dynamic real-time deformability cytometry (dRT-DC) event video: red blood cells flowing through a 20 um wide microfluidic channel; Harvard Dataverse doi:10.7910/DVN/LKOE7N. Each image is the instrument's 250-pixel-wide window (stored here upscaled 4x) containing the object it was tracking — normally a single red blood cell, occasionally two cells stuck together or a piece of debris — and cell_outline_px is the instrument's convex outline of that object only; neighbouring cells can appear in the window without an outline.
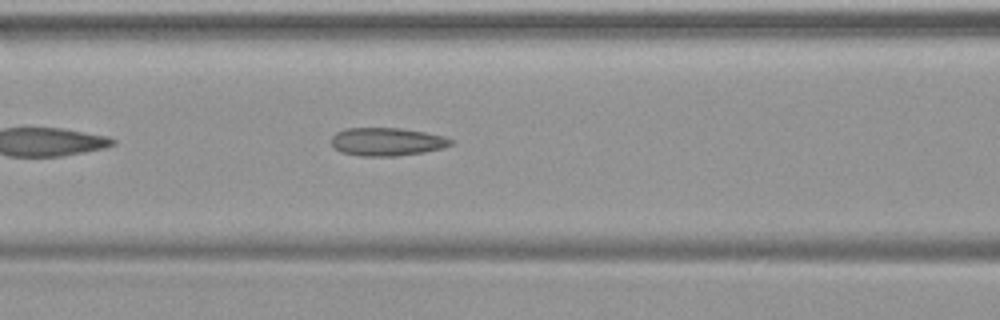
{"species": "common noctule bat (a hibernating species)", "species_latin": "Nyctalus noctula", "temperature_condition": "warm", "stored_images_in_passage": 35, "camera_frame_rate_fps": 3000, "um_per_image_px": 0.085, "animal": {"sex": "female", "body_mass_g": 19.9}, "frame": {"image": 1, "passage_image": 8, "time_ms": 2.333, "image_size_px": [1000, 320], "cell_outline_px": [[456, 140], [452, 144], [444, 148], [424, 152], [396, 156], [360, 156], [340, 152], [332, 144], [332, 136], [336, 132], [344, 128], [400, 128], [424, 132], [444, 136]], "centroid_in_image_um": [32.91, 12.05], "position_along_channel_um": 133.7, "area_um2": 19.71}}
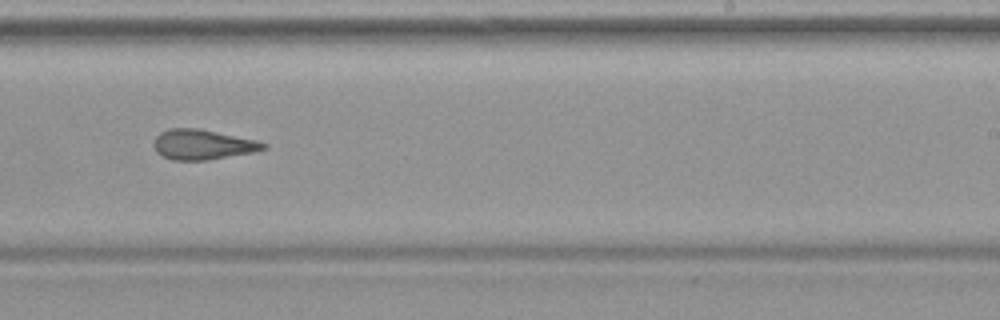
{"frame": {"image": 2, "passage_image": 18, "time_ms": 5.667, "image_size_px": [1000, 320], "cell_outline_px": [[268, 148], [252, 152], [208, 160], [172, 160], [156, 152], [152, 144], [156, 136], [160, 132], [168, 128], [200, 128], [256, 140], [268, 144]], "centroid_in_image_um": [17.2, 12.28], "position_along_channel_um": 271.8, "area_um2": 19.31}}
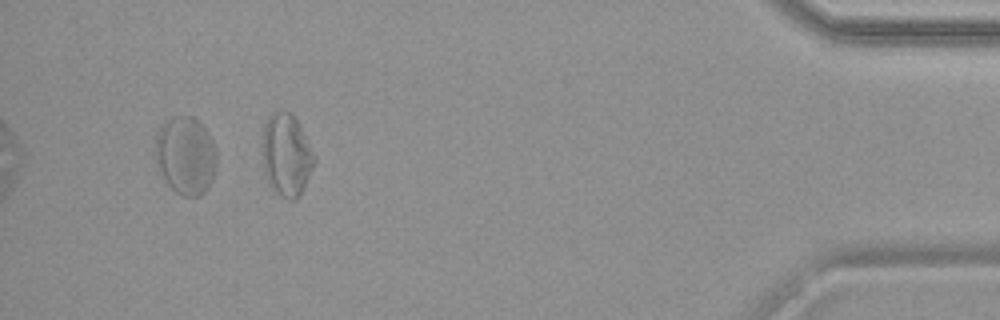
{"frame": {"image": 3, "passage_image": 32, "time_ms": 10.333, "image_size_px": [1000, 320], "cell_outline_px": [[216, 168], [212, 180], [208, 188], [200, 196], [184, 196], [176, 192], [164, 180], [156, 168], [156, 136], [160, 124], [164, 120], [172, 116], [192, 116], [200, 120], [208, 132], [212, 140], [216, 152]], "centroid_in_image_um": [15.77, 13.19], "position_along_channel_um": 419.4, "area_um2": 28.38}}